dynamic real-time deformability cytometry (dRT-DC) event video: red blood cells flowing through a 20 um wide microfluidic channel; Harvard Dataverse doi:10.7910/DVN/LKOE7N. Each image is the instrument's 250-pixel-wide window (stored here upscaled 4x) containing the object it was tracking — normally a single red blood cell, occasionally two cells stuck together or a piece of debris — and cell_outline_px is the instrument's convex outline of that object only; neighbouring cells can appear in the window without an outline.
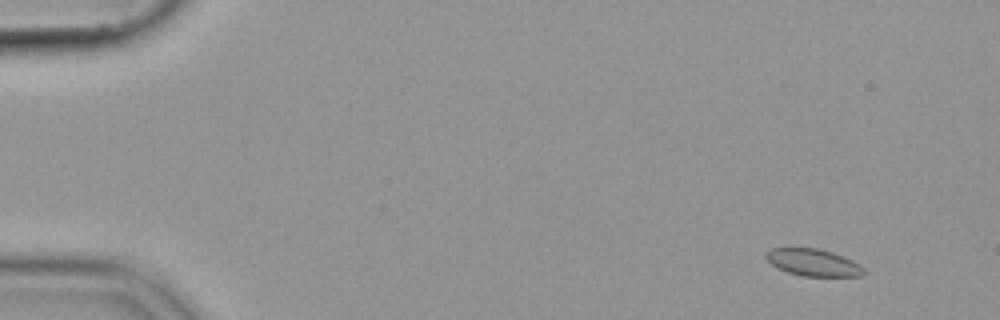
{"species": "common noctule bat (a hibernating species)", "species_latin": "Nyctalus noctula", "temperature_condition": "cold", "stored_images_in_passage": 55, "camera_frame_rate_fps": 3000, "um_per_image_px": 0.085, "animal": {"sex": "female", "body_mass_g": 19.9}, "frame": {"image": 1, "passage_image": 5, "time_ms": 1.333, "image_size_px": [1000, 320], "cell_outline_px": [[864, 276], [804, 276], [788, 272], [772, 264], [764, 256], [764, 252], [768, 248], [816, 248], [832, 252], [852, 260], [860, 264], [864, 268]], "centroid_in_image_um": [69.12, 22.3], "position_along_channel_um": 15.9, "area_um2": 15.37}}
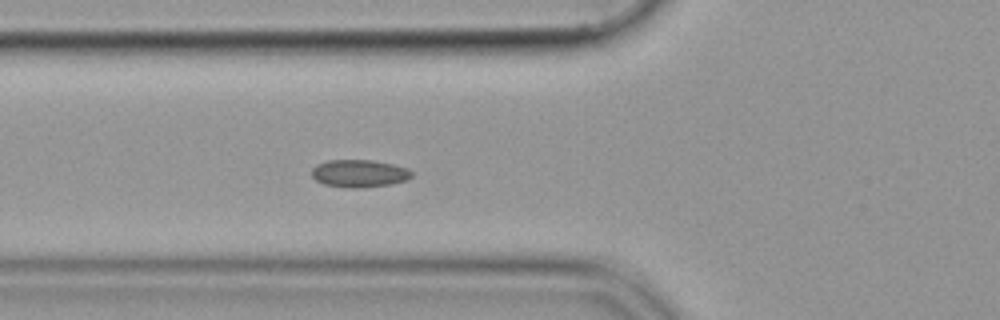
{"frame": {"image": 2, "passage_image": 21, "time_ms": 6.667, "image_size_px": [1000, 320], "cell_outline_px": [[412, 176], [408, 180], [388, 184], [356, 188], [348, 188], [324, 184], [316, 180], [312, 176], [312, 168], [316, 164], [328, 160], [372, 160], [392, 164], [408, 168], [412, 172]], "centroid_in_image_um": [30.53, 14.73], "position_along_channel_um": 95.3, "area_um2": 16.01}}
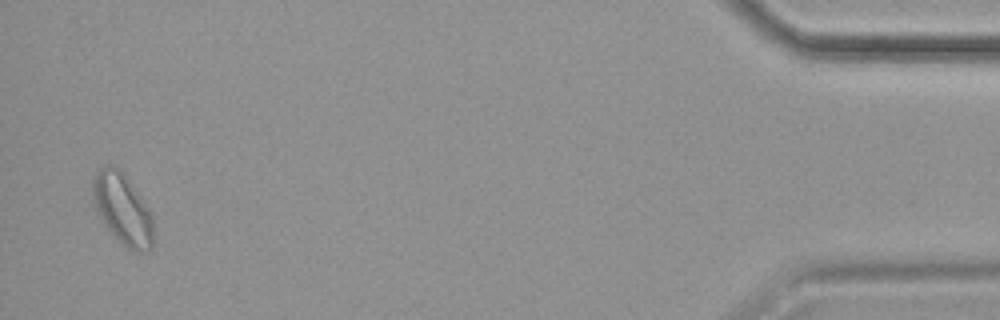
{"frame": {"image": 3, "passage_image": 54, "time_ms": 17.667, "image_size_px": [1000, 320], "cell_outline_px": [[152, 248], [148, 252], [140, 252], [128, 248], [120, 244], [112, 236], [100, 220], [96, 212], [92, 200], [92, 176], [100, 168], [108, 164], [112, 164], [120, 168], [124, 172], [148, 208], [152, 216]], "centroid_in_image_um": [10.36, 17.76], "position_along_channel_um": 424.8, "area_um2": 25.66}}